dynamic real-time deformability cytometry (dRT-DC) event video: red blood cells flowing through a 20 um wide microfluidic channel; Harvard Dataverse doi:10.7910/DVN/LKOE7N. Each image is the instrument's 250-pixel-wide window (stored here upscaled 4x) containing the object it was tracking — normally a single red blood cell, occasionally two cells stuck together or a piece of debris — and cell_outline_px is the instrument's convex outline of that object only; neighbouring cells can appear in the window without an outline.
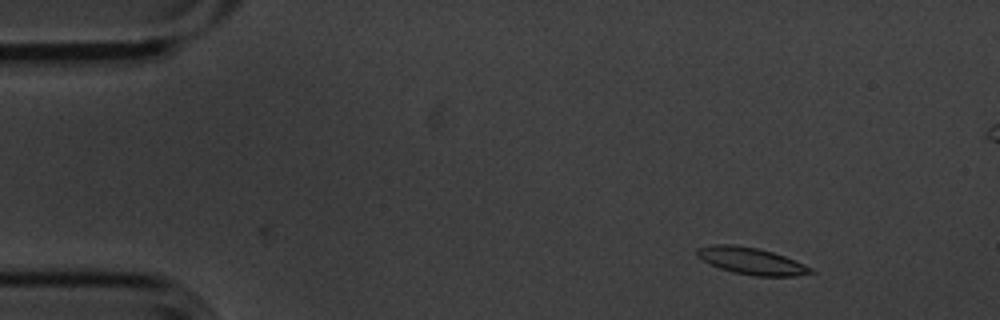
{"species": "common noctule bat (a hibernating species)", "species_latin": "Nyctalus noctula", "temperature_condition": "cold", "stored_images_in_passage": 9, "camera_frame_rate_fps": 3000, "um_per_image_px": 0.085, "animal": {"sex": "male", "body_mass_g": 20.1, "forearm_length_mm": 53.5}, "frame": {"image": 1, "passage_image": 2, "time_ms": 0.333, "image_size_px": [1000, 320], "cell_outline_px": [[816, 272], [796, 276], [756, 276], [732, 272], [720, 268], [696, 256], [696, 248], [712, 244], [732, 244], [756, 248], [772, 252], [784, 256], [804, 264], [812, 268]], "centroid_in_image_um": [63.86, 22.18], "position_along_channel_um": 21.1, "area_um2": 17.69}}
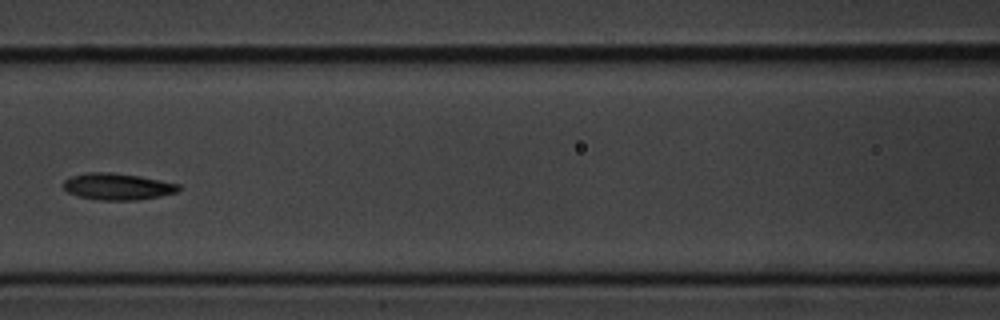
{"frame": {"image": 2, "passage_image": 7, "time_ms": 2.0, "image_size_px": [1000, 320], "cell_outline_px": [[180, 188], [176, 192], [160, 196], [136, 200], [100, 200], [80, 196], [68, 192], [64, 188], [64, 180], [72, 176], [88, 172], [108, 172], [140, 176], [180, 184]], "centroid_in_image_um": [10.0, 15.85], "position_along_channel_um": 156.6, "area_um2": 17.69}}
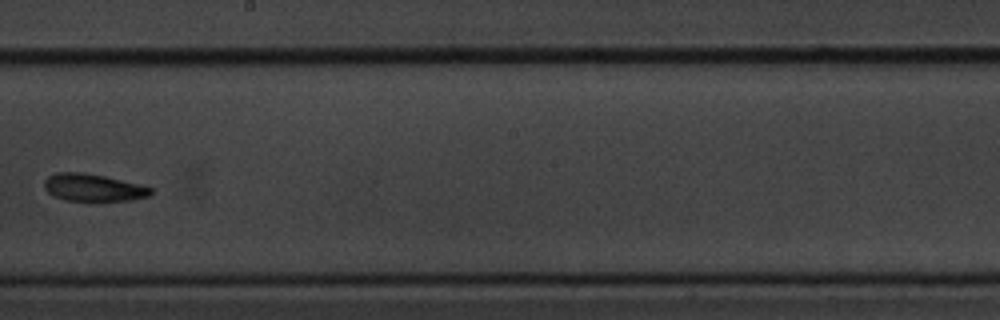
{"frame": {"image": 3, "passage_image": 9, "time_ms": 2.667, "image_size_px": [1000, 320], "cell_outline_px": [[156, 192], [148, 196], [132, 200], [92, 204], [64, 200], [52, 196], [44, 188], [44, 180], [48, 176], [56, 172], [84, 172], [104, 176], [140, 184], [152, 188]], "centroid_in_image_um": [7.93, 16.0], "position_along_channel_um": 240.3, "area_um2": 18.03}}